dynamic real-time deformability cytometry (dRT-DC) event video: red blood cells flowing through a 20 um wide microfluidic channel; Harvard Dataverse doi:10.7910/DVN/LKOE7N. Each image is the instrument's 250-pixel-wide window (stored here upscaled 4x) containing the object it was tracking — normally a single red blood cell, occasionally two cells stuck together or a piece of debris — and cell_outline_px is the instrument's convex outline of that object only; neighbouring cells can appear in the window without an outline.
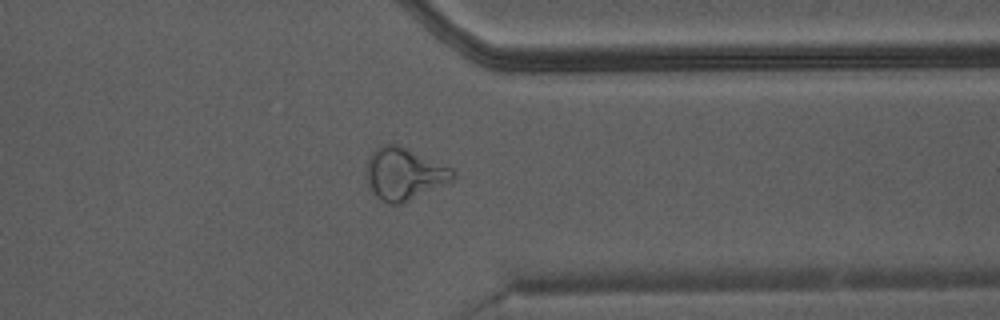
{"species": "Egyptian fruit bat (a non-hibernating species)", "species_latin": "Rousettus aegyptiacus", "temperature_condition": "warm", "stored_images_in_passage": 32, "camera_frame_rate_fps": 3000, "um_per_image_px": 0.085, "animal": {"sex": "male"}, "frame": {"image": 1, "passage_image": 23, "time_ms": 7.333, "image_size_px": [1000, 320], "cell_outline_px": [[456, 176], [452, 180], [404, 204], [388, 204], [380, 200], [368, 188], [368, 160], [372, 152], [376, 148], [384, 144], [396, 144], [452, 168], [456, 172]], "centroid_in_image_um": [34.35, 14.81], "position_along_channel_um": 377.0, "area_um2": 26.01}}